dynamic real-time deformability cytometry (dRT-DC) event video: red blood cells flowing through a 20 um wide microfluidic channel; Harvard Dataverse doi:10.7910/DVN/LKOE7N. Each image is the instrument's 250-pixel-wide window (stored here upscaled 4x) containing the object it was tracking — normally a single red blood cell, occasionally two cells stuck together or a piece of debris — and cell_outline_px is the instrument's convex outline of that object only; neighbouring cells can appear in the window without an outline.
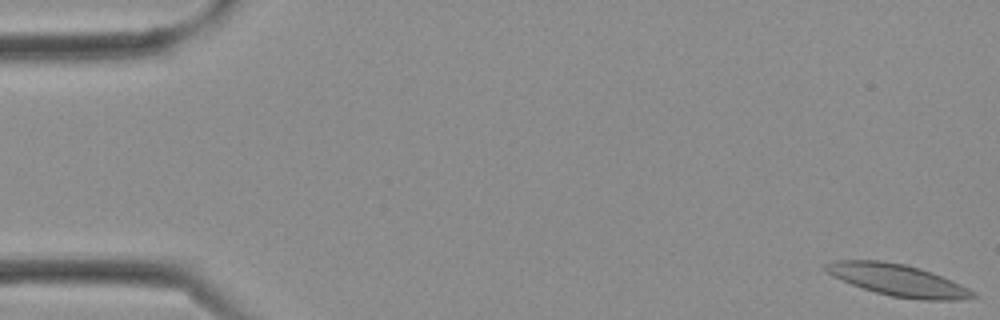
{"species": "Egyptian fruit bat (a non-hibernating species)", "species_latin": "Rousettus aegyptiacus", "temperature_condition": "cold", "stored_images_in_passage": 23, "camera_frame_rate_fps": 3000, "um_per_image_px": 0.085, "frame": {"image": 1, "passage_image": 1, "time_ms": 0.0, "image_size_px": [1000, 320], "cell_outline_px": [[980, 296], [960, 300], [924, 300], [892, 296], [876, 292], [852, 284], [832, 276], [824, 268], [824, 264], [832, 260], [880, 260], [904, 264], [920, 268], [932, 272], [952, 280], [976, 292]], "centroid_in_image_um": [76.35, 23.81], "position_along_channel_um": 8.6, "area_um2": 27.22}}
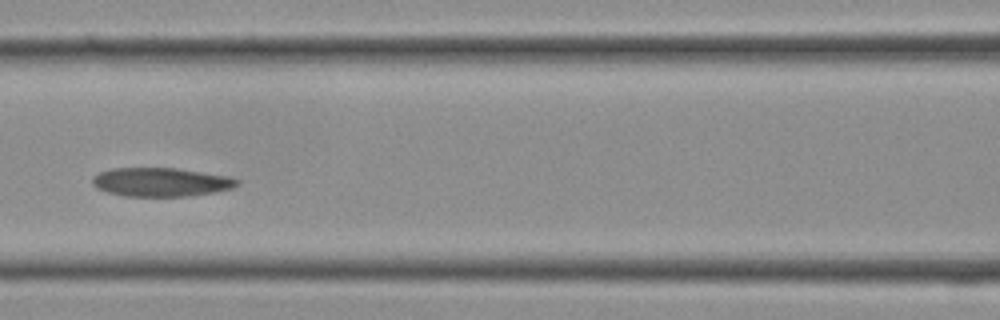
{"frame": {"image": 2, "passage_image": 14, "time_ms": 4.333, "image_size_px": [1000, 320], "cell_outline_px": [[240, 184], [232, 188], [216, 192], [188, 196], [124, 196], [108, 192], [96, 188], [92, 184], [92, 176], [100, 172], [112, 168], [176, 168], [228, 176], [240, 180]], "centroid_in_image_um": [13.68, 15.48], "position_along_channel_um": 152.9, "area_um2": 24.33}}
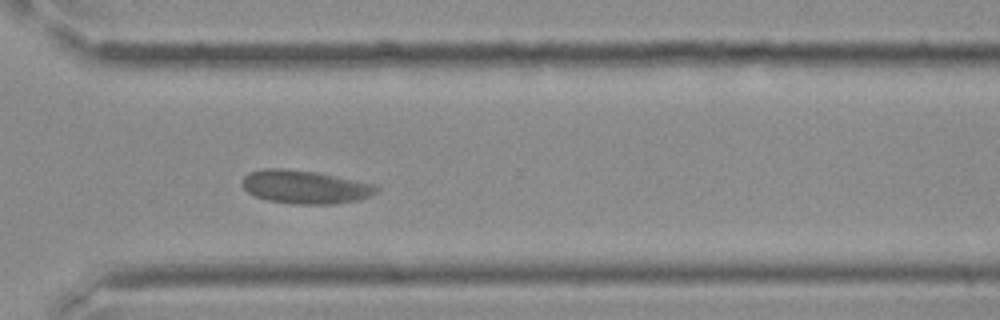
{"frame": {"image": 3, "passage_image": 23, "time_ms": 7.333, "image_size_px": [1000, 320], "cell_outline_px": [[380, 188], [372, 196], [356, 200], [332, 204], [296, 204], [268, 200], [256, 196], [248, 192], [240, 184], [244, 176], [248, 172], [264, 168], [280, 168], [316, 172], [376, 184]], "centroid_in_image_um": [25.93, 15.88], "position_along_channel_um": 344.7, "area_um2": 26.13}}